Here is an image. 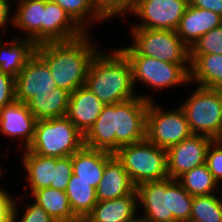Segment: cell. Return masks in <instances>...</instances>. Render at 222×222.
Wrapping results in <instances>:
<instances>
[{
    "label": "cell",
    "instance_id": "1",
    "mask_svg": "<svg viewBox=\"0 0 222 222\" xmlns=\"http://www.w3.org/2000/svg\"><path fill=\"white\" fill-rule=\"evenodd\" d=\"M105 104L93 126L84 135V146L115 153L121 146L146 138V114L151 95Z\"/></svg>",
    "mask_w": 222,
    "mask_h": 222
},
{
    "label": "cell",
    "instance_id": "2",
    "mask_svg": "<svg viewBox=\"0 0 222 222\" xmlns=\"http://www.w3.org/2000/svg\"><path fill=\"white\" fill-rule=\"evenodd\" d=\"M89 33L70 41L46 42L36 46V53L49 66L56 86L70 94L85 85L90 63L99 51Z\"/></svg>",
    "mask_w": 222,
    "mask_h": 222
},
{
    "label": "cell",
    "instance_id": "3",
    "mask_svg": "<svg viewBox=\"0 0 222 222\" xmlns=\"http://www.w3.org/2000/svg\"><path fill=\"white\" fill-rule=\"evenodd\" d=\"M101 52L99 50L90 63L85 86L104 104H115L137 97L127 56L119 48L111 53Z\"/></svg>",
    "mask_w": 222,
    "mask_h": 222
},
{
    "label": "cell",
    "instance_id": "4",
    "mask_svg": "<svg viewBox=\"0 0 222 222\" xmlns=\"http://www.w3.org/2000/svg\"><path fill=\"white\" fill-rule=\"evenodd\" d=\"M138 208L149 222H189L193 196L177 181L166 178L136 187ZM141 204V206L139 205Z\"/></svg>",
    "mask_w": 222,
    "mask_h": 222
},
{
    "label": "cell",
    "instance_id": "5",
    "mask_svg": "<svg viewBox=\"0 0 222 222\" xmlns=\"http://www.w3.org/2000/svg\"><path fill=\"white\" fill-rule=\"evenodd\" d=\"M114 155L123 164L136 187L148 181L169 178L167 150L158 147L147 138L121 146Z\"/></svg>",
    "mask_w": 222,
    "mask_h": 222
},
{
    "label": "cell",
    "instance_id": "6",
    "mask_svg": "<svg viewBox=\"0 0 222 222\" xmlns=\"http://www.w3.org/2000/svg\"><path fill=\"white\" fill-rule=\"evenodd\" d=\"M84 146V135L65 116L36 121L29 151L47 157H67Z\"/></svg>",
    "mask_w": 222,
    "mask_h": 222
},
{
    "label": "cell",
    "instance_id": "7",
    "mask_svg": "<svg viewBox=\"0 0 222 222\" xmlns=\"http://www.w3.org/2000/svg\"><path fill=\"white\" fill-rule=\"evenodd\" d=\"M133 44L119 48L126 56H148L169 63H190L189 47L174 30L130 28Z\"/></svg>",
    "mask_w": 222,
    "mask_h": 222
},
{
    "label": "cell",
    "instance_id": "8",
    "mask_svg": "<svg viewBox=\"0 0 222 222\" xmlns=\"http://www.w3.org/2000/svg\"><path fill=\"white\" fill-rule=\"evenodd\" d=\"M180 104L193 134L214 138L222 120V90L197 86Z\"/></svg>",
    "mask_w": 222,
    "mask_h": 222
},
{
    "label": "cell",
    "instance_id": "9",
    "mask_svg": "<svg viewBox=\"0 0 222 222\" xmlns=\"http://www.w3.org/2000/svg\"><path fill=\"white\" fill-rule=\"evenodd\" d=\"M149 101L146 114V138L160 148L168 149L193 135L184 111L179 107L164 111Z\"/></svg>",
    "mask_w": 222,
    "mask_h": 222
},
{
    "label": "cell",
    "instance_id": "10",
    "mask_svg": "<svg viewBox=\"0 0 222 222\" xmlns=\"http://www.w3.org/2000/svg\"><path fill=\"white\" fill-rule=\"evenodd\" d=\"M133 84L142 82L155 90L190 83V63H169L148 56H127Z\"/></svg>",
    "mask_w": 222,
    "mask_h": 222
},
{
    "label": "cell",
    "instance_id": "11",
    "mask_svg": "<svg viewBox=\"0 0 222 222\" xmlns=\"http://www.w3.org/2000/svg\"><path fill=\"white\" fill-rule=\"evenodd\" d=\"M188 5L189 0H133L130 13L141 23L130 28L176 31Z\"/></svg>",
    "mask_w": 222,
    "mask_h": 222
},
{
    "label": "cell",
    "instance_id": "12",
    "mask_svg": "<svg viewBox=\"0 0 222 222\" xmlns=\"http://www.w3.org/2000/svg\"><path fill=\"white\" fill-rule=\"evenodd\" d=\"M212 138L193 134L167 149L168 177L177 180L185 172L206 163Z\"/></svg>",
    "mask_w": 222,
    "mask_h": 222
},
{
    "label": "cell",
    "instance_id": "13",
    "mask_svg": "<svg viewBox=\"0 0 222 222\" xmlns=\"http://www.w3.org/2000/svg\"><path fill=\"white\" fill-rule=\"evenodd\" d=\"M56 87L49 66L35 53L15 79L16 100L27 103L34 95L49 94Z\"/></svg>",
    "mask_w": 222,
    "mask_h": 222
},
{
    "label": "cell",
    "instance_id": "14",
    "mask_svg": "<svg viewBox=\"0 0 222 222\" xmlns=\"http://www.w3.org/2000/svg\"><path fill=\"white\" fill-rule=\"evenodd\" d=\"M36 121L27 103L15 100L0 109V132L9 138L22 140L21 146L25 149L34 138Z\"/></svg>",
    "mask_w": 222,
    "mask_h": 222
},
{
    "label": "cell",
    "instance_id": "15",
    "mask_svg": "<svg viewBox=\"0 0 222 222\" xmlns=\"http://www.w3.org/2000/svg\"><path fill=\"white\" fill-rule=\"evenodd\" d=\"M85 32L71 19L66 11L51 0H44L41 43L70 41Z\"/></svg>",
    "mask_w": 222,
    "mask_h": 222
},
{
    "label": "cell",
    "instance_id": "16",
    "mask_svg": "<svg viewBox=\"0 0 222 222\" xmlns=\"http://www.w3.org/2000/svg\"><path fill=\"white\" fill-rule=\"evenodd\" d=\"M104 103L85 85L70 94L66 117L85 135L101 114Z\"/></svg>",
    "mask_w": 222,
    "mask_h": 222
},
{
    "label": "cell",
    "instance_id": "17",
    "mask_svg": "<svg viewBox=\"0 0 222 222\" xmlns=\"http://www.w3.org/2000/svg\"><path fill=\"white\" fill-rule=\"evenodd\" d=\"M221 25L222 17L219 14L189 4L176 32L190 48L202 35Z\"/></svg>",
    "mask_w": 222,
    "mask_h": 222
},
{
    "label": "cell",
    "instance_id": "18",
    "mask_svg": "<svg viewBox=\"0 0 222 222\" xmlns=\"http://www.w3.org/2000/svg\"><path fill=\"white\" fill-rule=\"evenodd\" d=\"M136 186L123 164L114 155L105 165L102 179L96 188L97 201L112 200L132 194Z\"/></svg>",
    "mask_w": 222,
    "mask_h": 222
},
{
    "label": "cell",
    "instance_id": "19",
    "mask_svg": "<svg viewBox=\"0 0 222 222\" xmlns=\"http://www.w3.org/2000/svg\"><path fill=\"white\" fill-rule=\"evenodd\" d=\"M137 211L138 195L135 190L127 196L98 201L83 222H131L137 217Z\"/></svg>",
    "mask_w": 222,
    "mask_h": 222
},
{
    "label": "cell",
    "instance_id": "20",
    "mask_svg": "<svg viewBox=\"0 0 222 222\" xmlns=\"http://www.w3.org/2000/svg\"><path fill=\"white\" fill-rule=\"evenodd\" d=\"M113 156V153L83 146L72 154L73 174L76 175V179L84 180L96 189L102 179L106 163Z\"/></svg>",
    "mask_w": 222,
    "mask_h": 222
},
{
    "label": "cell",
    "instance_id": "21",
    "mask_svg": "<svg viewBox=\"0 0 222 222\" xmlns=\"http://www.w3.org/2000/svg\"><path fill=\"white\" fill-rule=\"evenodd\" d=\"M189 59L190 84L222 90V54H189Z\"/></svg>",
    "mask_w": 222,
    "mask_h": 222
},
{
    "label": "cell",
    "instance_id": "22",
    "mask_svg": "<svg viewBox=\"0 0 222 222\" xmlns=\"http://www.w3.org/2000/svg\"><path fill=\"white\" fill-rule=\"evenodd\" d=\"M3 42H0V71L16 79L25 64L36 53L37 45L24 37Z\"/></svg>",
    "mask_w": 222,
    "mask_h": 222
},
{
    "label": "cell",
    "instance_id": "23",
    "mask_svg": "<svg viewBox=\"0 0 222 222\" xmlns=\"http://www.w3.org/2000/svg\"><path fill=\"white\" fill-rule=\"evenodd\" d=\"M13 12V26L27 32L25 38L36 45L41 44V22H43L44 0H17Z\"/></svg>",
    "mask_w": 222,
    "mask_h": 222
},
{
    "label": "cell",
    "instance_id": "24",
    "mask_svg": "<svg viewBox=\"0 0 222 222\" xmlns=\"http://www.w3.org/2000/svg\"><path fill=\"white\" fill-rule=\"evenodd\" d=\"M30 195L57 222H82L74 214L66 191L47 187L35 190Z\"/></svg>",
    "mask_w": 222,
    "mask_h": 222
},
{
    "label": "cell",
    "instance_id": "25",
    "mask_svg": "<svg viewBox=\"0 0 222 222\" xmlns=\"http://www.w3.org/2000/svg\"><path fill=\"white\" fill-rule=\"evenodd\" d=\"M70 93L56 87L49 94L34 95L28 102V108L36 120L65 117L68 112Z\"/></svg>",
    "mask_w": 222,
    "mask_h": 222
},
{
    "label": "cell",
    "instance_id": "26",
    "mask_svg": "<svg viewBox=\"0 0 222 222\" xmlns=\"http://www.w3.org/2000/svg\"><path fill=\"white\" fill-rule=\"evenodd\" d=\"M22 165L27 174L28 188L31 193L41 188L50 187L53 181L55 157L41 156L28 149H24L22 155Z\"/></svg>",
    "mask_w": 222,
    "mask_h": 222
},
{
    "label": "cell",
    "instance_id": "27",
    "mask_svg": "<svg viewBox=\"0 0 222 222\" xmlns=\"http://www.w3.org/2000/svg\"><path fill=\"white\" fill-rule=\"evenodd\" d=\"M68 201L74 214L83 222L96 205V189L84 180L72 175L66 189Z\"/></svg>",
    "mask_w": 222,
    "mask_h": 222
},
{
    "label": "cell",
    "instance_id": "28",
    "mask_svg": "<svg viewBox=\"0 0 222 222\" xmlns=\"http://www.w3.org/2000/svg\"><path fill=\"white\" fill-rule=\"evenodd\" d=\"M177 181L191 196L215 194L220 191L217 188L219 184L206 163L185 172Z\"/></svg>",
    "mask_w": 222,
    "mask_h": 222
},
{
    "label": "cell",
    "instance_id": "29",
    "mask_svg": "<svg viewBox=\"0 0 222 222\" xmlns=\"http://www.w3.org/2000/svg\"><path fill=\"white\" fill-rule=\"evenodd\" d=\"M193 196L189 222H222V196Z\"/></svg>",
    "mask_w": 222,
    "mask_h": 222
},
{
    "label": "cell",
    "instance_id": "30",
    "mask_svg": "<svg viewBox=\"0 0 222 222\" xmlns=\"http://www.w3.org/2000/svg\"><path fill=\"white\" fill-rule=\"evenodd\" d=\"M59 4L71 19L85 32H89L90 23L104 22V20L95 12L92 0H51ZM90 23H87V22ZM89 29H88V28Z\"/></svg>",
    "mask_w": 222,
    "mask_h": 222
},
{
    "label": "cell",
    "instance_id": "31",
    "mask_svg": "<svg viewBox=\"0 0 222 222\" xmlns=\"http://www.w3.org/2000/svg\"><path fill=\"white\" fill-rule=\"evenodd\" d=\"M189 54H222V25L202 35L189 48Z\"/></svg>",
    "mask_w": 222,
    "mask_h": 222
},
{
    "label": "cell",
    "instance_id": "32",
    "mask_svg": "<svg viewBox=\"0 0 222 222\" xmlns=\"http://www.w3.org/2000/svg\"><path fill=\"white\" fill-rule=\"evenodd\" d=\"M133 0H92L95 12L105 21L130 14Z\"/></svg>",
    "mask_w": 222,
    "mask_h": 222
},
{
    "label": "cell",
    "instance_id": "33",
    "mask_svg": "<svg viewBox=\"0 0 222 222\" xmlns=\"http://www.w3.org/2000/svg\"><path fill=\"white\" fill-rule=\"evenodd\" d=\"M72 175V155L55 158L53 181H51L50 187L66 191L68 182Z\"/></svg>",
    "mask_w": 222,
    "mask_h": 222
},
{
    "label": "cell",
    "instance_id": "34",
    "mask_svg": "<svg viewBox=\"0 0 222 222\" xmlns=\"http://www.w3.org/2000/svg\"><path fill=\"white\" fill-rule=\"evenodd\" d=\"M18 207L19 206H17L16 200L14 199L12 205V222H57L35 202L28 204L27 209L22 214L23 216L18 219Z\"/></svg>",
    "mask_w": 222,
    "mask_h": 222
},
{
    "label": "cell",
    "instance_id": "35",
    "mask_svg": "<svg viewBox=\"0 0 222 222\" xmlns=\"http://www.w3.org/2000/svg\"><path fill=\"white\" fill-rule=\"evenodd\" d=\"M206 164L214 179L222 181V145L211 141L206 153Z\"/></svg>",
    "mask_w": 222,
    "mask_h": 222
},
{
    "label": "cell",
    "instance_id": "36",
    "mask_svg": "<svg viewBox=\"0 0 222 222\" xmlns=\"http://www.w3.org/2000/svg\"><path fill=\"white\" fill-rule=\"evenodd\" d=\"M15 100V78L0 71V109Z\"/></svg>",
    "mask_w": 222,
    "mask_h": 222
},
{
    "label": "cell",
    "instance_id": "37",
    "mask_svg": "<svg viewBox=\"0 0 222 222\" xmlns=\"http://www.w3.org/2000/svg\"><path fill=\"white\" fill-rule=\"evenodd\" d=\"M14 198L0 187V222H12V205Z\"/></svg>",
    "mask_w": 222,
    "mask_h": 222
},
{
    "label": "cell",
    "instance_id": "38",
    "mask_svg": "<svg viewBox=\"0 0 222 222\" xmlns=\"http://www.w3.org/2000/svg\"><path fill=\"white\" fill-rule=\"evenodd\" d=\"M193 7L210 10L222 17V0H189Z\"/></svg>",
    "mask_w": 222,
    "mask_h": 222
},
{
    "label": "cell",
    "instance_id": "39",
    "mask_svg": "<svg viewBox=\"0 0 222 222\" xmlns=\"http://www.w3.org/2000/svg\"><path fill=\"white\" fill-rule=\"evenodd\" d=\"M10 5L8 0H0V29L6 28L7 23L13 24V16H10V10H12Z\"/></svg>",
    "mask_w": 222,
    "mask_h": 222
},
{
    "label": "cell",
    "instance_id": "40",
    "mask_svg": "<svg viewBox=\"0 0 222 222\" xmlns=\"http://www.w3.org/2000/svg\"><path fill=\"white\" fill-rule=\"evenodd\" d=\"M212 140L214 142L222 145V120H221V125H220V128L218 130V133L215 135V137Z\"/></svg>",
    "mask_w": 222,
    "mask_h": 222
},
{
    "label": "cell",
    "instance_id": "41",
    "mask_svg": "<svg viewBox=\"0 0 222 222\" xmlns=\"http://www.w3.org/2000/svg\"><path fill=\"white\" fill-rule=\"evenodd\" d=\"M131 222H149V221L138 216L134 220H132Z\"/></svg>",
    "mask_w": 222,
    "mask_h": 222
},
{
    "label": "cell",
    "instance_id": "42",
    "mask_svg": "<svg viewBox=\"0 0 222 222\" xmlns=\"http://www.w3.org/2000/svg\"><path fill=\"white\" fill-rule=\"evenodd\" d=\"M2 174H4V171H3V169L1 168V165H0V178L2 177Z\"/></svg>",
    "mask_w": 222,
    "mask_h": 222
}]
</instances>
